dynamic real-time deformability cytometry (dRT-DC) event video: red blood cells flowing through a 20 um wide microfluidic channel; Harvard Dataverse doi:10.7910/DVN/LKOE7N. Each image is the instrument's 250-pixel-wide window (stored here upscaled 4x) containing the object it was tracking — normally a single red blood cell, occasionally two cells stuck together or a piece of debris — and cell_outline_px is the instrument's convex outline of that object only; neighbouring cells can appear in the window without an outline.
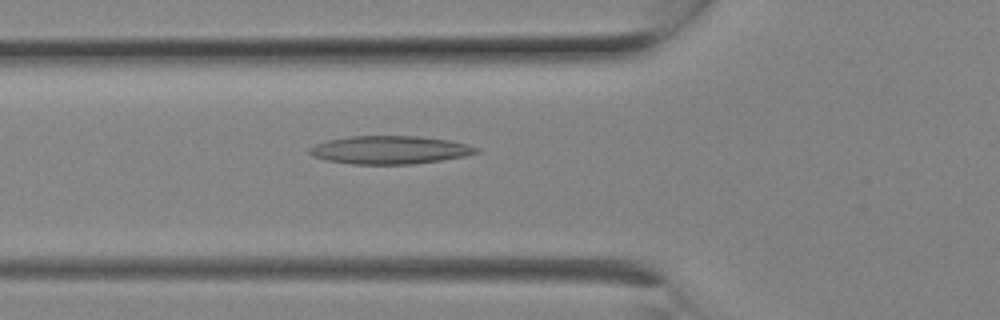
{"species": "Egyptian fruit bat (a non-hibernating species)", "species_latin": "Rousettus aegyptiacus", "temperature_condition": "room temperature", "stored_images_in_passage": 8, "camera_frame_rate_fps": 3000, "um_per_image_px": 0.085, "animal": {"sex": "female"}, "frame": {"image": 1, "passage_image": 8, "time_ms": 2.333, "image_size_px": [1000, 320], "cell_outline_px": [[480, 152], [464, 156], [440, 160], [412, 164], [352, 164], [324, 160], [312, 156], [308, 152], [308, 148], [316, 144], [328, 140], [348, 136], [416, 136], [448, 140], [480, 148]], "centroid_in_image_um": [33.08, 12.74], "position_along_channel_um": 92.7, "area_um2": 27.28}}